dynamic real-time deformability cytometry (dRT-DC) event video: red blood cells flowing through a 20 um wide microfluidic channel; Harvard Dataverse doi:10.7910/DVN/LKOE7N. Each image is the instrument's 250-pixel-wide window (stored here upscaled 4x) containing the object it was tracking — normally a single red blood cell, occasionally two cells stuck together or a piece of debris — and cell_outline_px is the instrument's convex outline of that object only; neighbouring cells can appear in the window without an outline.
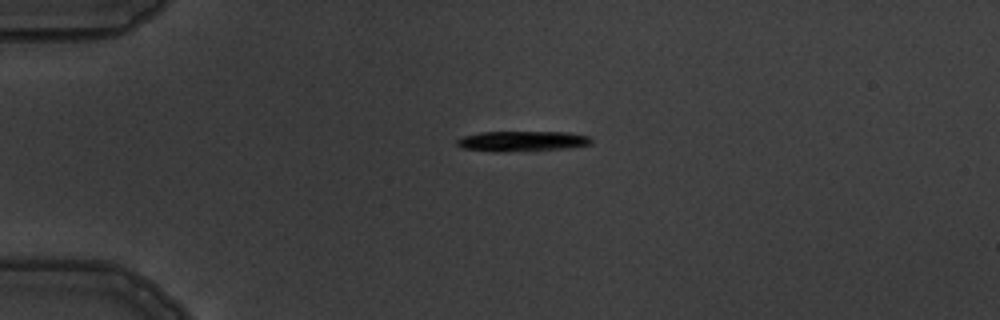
{"species": "common noctule bat (a hibernating species)", "species_latin": "Nyctalus noctula", "temperature_condition": "warm", "stored_images_in_passage": 3, "camera_frame_rate_fps": 3000, "um_per_image_px": 0.085, "animal": {"sex": "male", "body_mass_g": 19.5, "forearm_length_mm": 54.6}, "frame": {"image": 1, "passage_image": 1, "time_ms": 0.0, "image_size_px": [1000, 320], "cell_outline_px": [[592, 144], [572, 148], [500, 152], [492, 152], [460, 148], [456, 144], [456, 140], [464, 136], [480, 132], [568, 132], [588, 136], [592, 140]], "centroid_in_image_um": [44.36, 12.01], "position_along_channel_um": 40.6, "area_um2": 16.07}}